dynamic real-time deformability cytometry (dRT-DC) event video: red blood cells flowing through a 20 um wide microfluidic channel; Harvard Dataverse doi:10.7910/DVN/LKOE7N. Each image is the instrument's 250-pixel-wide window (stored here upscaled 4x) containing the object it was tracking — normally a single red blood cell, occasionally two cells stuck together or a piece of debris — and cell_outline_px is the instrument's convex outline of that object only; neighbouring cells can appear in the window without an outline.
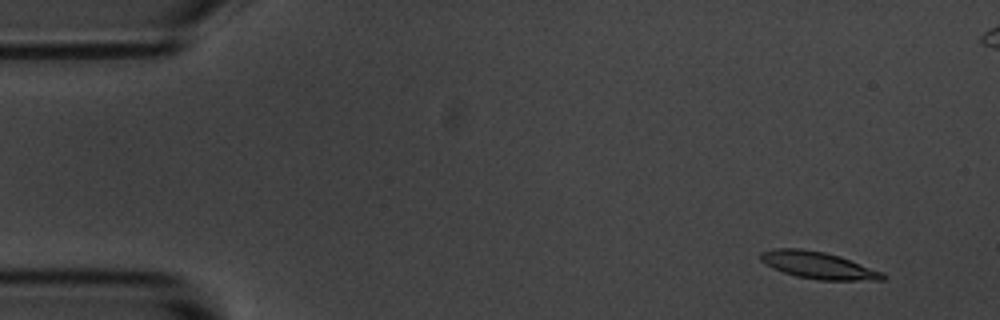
{"species": "common noctule bat (a hibernating species)", "species_latin": "Nyctalus noctula", "temperature_condition": "room temperature", "stored_images_in_passage": 6, "camera_frame_rate_fps": 3000, "um_per_image_px": 0.085, "animal": {"sex": "male", "body_mass_g": 20.1, "forearm_length_mm": 53.5}, "frame": {"image": 1, "passage_image": 2, "time_ms": 1.0, "image_size_px": [1000, 320], "cell_outline_px": [[888, 276], [884, 280], [816, 280], [796, 276], [772, 268], [764, 264], [760, 260], [760, 252], [776, 248], [800, 248], [824, 252], [840, 256], [884, 272]], "centroid_in_image_um": [69.56, 22.55], "position_along_channel_um": 15.4, "area_um2": 19.42}}